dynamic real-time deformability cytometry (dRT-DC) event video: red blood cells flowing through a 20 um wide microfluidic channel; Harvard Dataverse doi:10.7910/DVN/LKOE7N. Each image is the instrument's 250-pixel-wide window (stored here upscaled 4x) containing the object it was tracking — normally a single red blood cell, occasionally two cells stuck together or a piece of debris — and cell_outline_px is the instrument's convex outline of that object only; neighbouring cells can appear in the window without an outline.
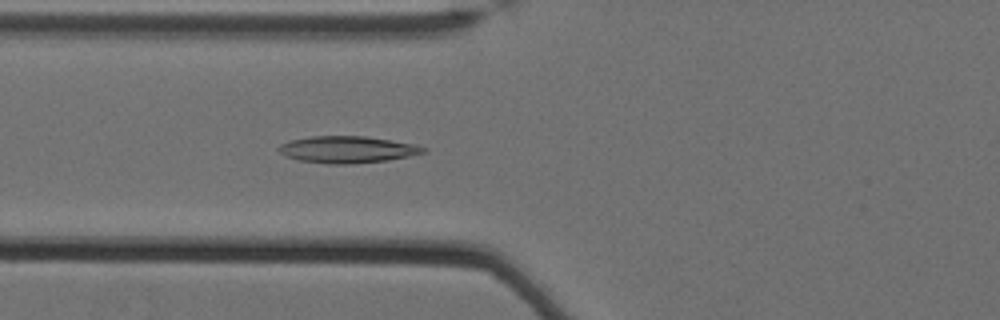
{"species": "Egyptian fruit bat (a non-hibernating species)", "species_latin": "Rousettus aegyptiacus", "temperature_condition": "cold", "stored_images_in_passage": 55, "camera_frame_rate_fps": 3000, "um_per_image_px": 0.085, "animal": {"sex": "female"}, "frame": {"image": 1, "passage_image": 26, "time_ms": 8.333, "image_size_px": [1000, 320], "cell_outline_px": [[428, 152], [388, 160], [352, 164], [328, 164], [300, 160], [284, 156], [276, 148], [280, 144], [288, 140], [312, 136], [364, 136], [416, 144], [428, 148]], "centroid_in_image_um": [29.52, 12.71], "position_along_channel_um": 96.3, "area_um2": 22.77}}
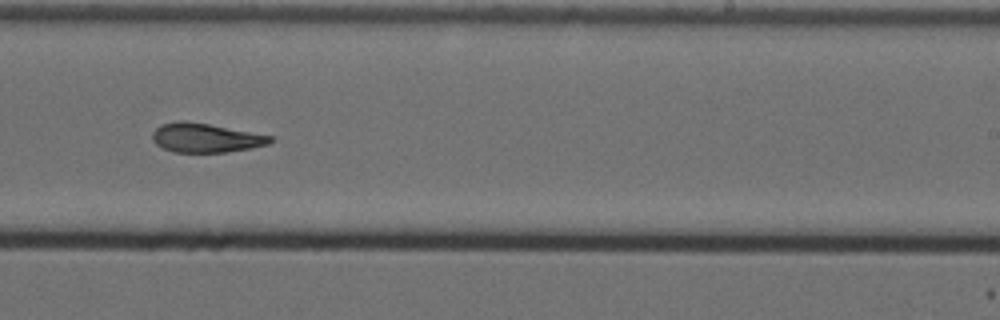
{"frame": {"image": 2, "passage_image": 41, "time_ms": 13.333, "image_size_px": [1000, 320], "cell_outline_px": [[272, 140], [268, 144], [252, 148], [228, 152], [172, 152], [156, 144], [152, 140], [152, 132], [160, 124], [180, 120], [184, 120], [208, 124], [272, 136]], "centroid_in_image_um": [17.44, 11.71], "position_along_channel_um": 271.6, "area_um2": 19.94}}
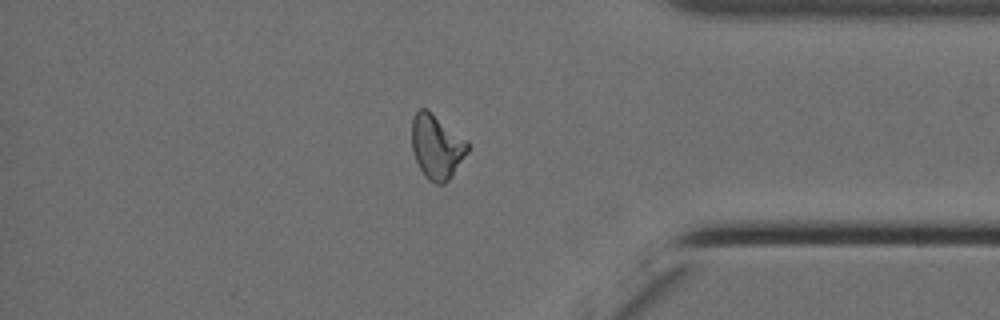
{"frame": {"image": 3, "passage_image": 53, "time_ms": 17.333, "image_size_px": [1000, 320], "cell_outline_px": [[468, 152], [452, 176], [444, 184], [436, 184], [428, 180], [424, 176], [412, 152], [412, 120], [416, 112], [420, 108], [428, 108], [468, 140]], "centroid_in_image_um": [37.13, 12.45], "position_along_channel_um": 398.1, "area_um2": 21.27}}